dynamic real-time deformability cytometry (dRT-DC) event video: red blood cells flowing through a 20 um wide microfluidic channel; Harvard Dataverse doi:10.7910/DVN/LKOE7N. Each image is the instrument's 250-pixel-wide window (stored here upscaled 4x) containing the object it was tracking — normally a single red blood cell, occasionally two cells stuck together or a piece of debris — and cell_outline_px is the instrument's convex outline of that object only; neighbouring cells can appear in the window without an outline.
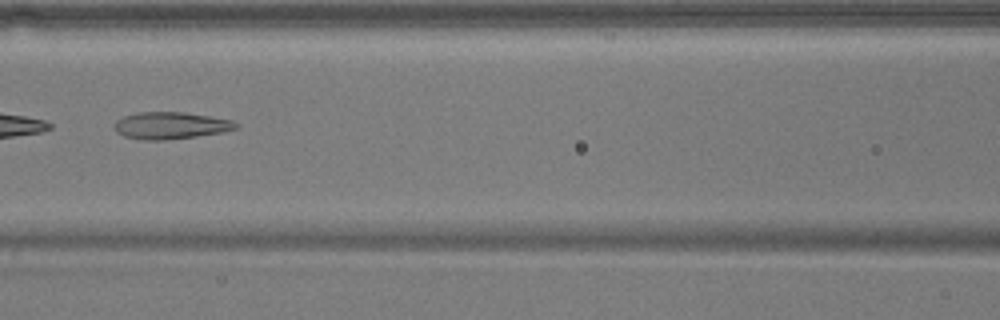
{"species": "common noctule bat (a hibernating species)", "species_latin": "Nyctalus noctula", "temperature_condition": "warm", "stored_images_in_passage": 7, "camera_frame_rate_fps": 3000, "um_per_image_px": 0.085, "animal": {"sex": "male", "body_mass_g": 17.9}, "frame": {"image": 1, "passage_image": 7, "time_ms": 7.667, "image_size_px": [1000, 320], "cell_outline_px": [[240, 124], [236, 128], [224, 132], [196, 136], [164, 140], [144, 140], [124, 136], [116, 132], [116, 120], [124, 116], [140, 112], [184, 112], [232, 120]], "centroid_in_image_um": [14.53, 10.67], "position_along_channel_um": 152.1, "area_um2": 18.96}}